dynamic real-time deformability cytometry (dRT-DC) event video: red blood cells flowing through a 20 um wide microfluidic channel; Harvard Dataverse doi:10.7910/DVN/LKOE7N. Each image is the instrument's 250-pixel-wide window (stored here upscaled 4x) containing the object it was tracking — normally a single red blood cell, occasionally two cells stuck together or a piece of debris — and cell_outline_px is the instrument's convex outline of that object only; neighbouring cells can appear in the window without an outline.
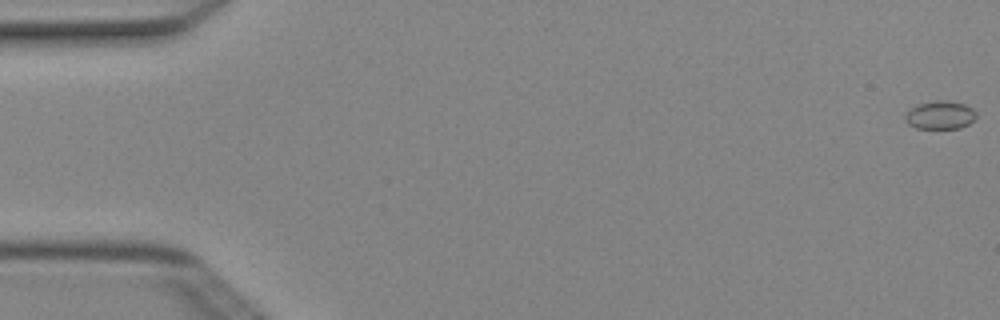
{"species": "Egyptian fruit bat (a non-hibernating species)", "species_latin": "Rousettus aegyptiacus", "temperature_condition": "cold", "stored_images_in_passage": 9, "segment_of_instrument_passage": [1, 2], "camera_frame_rate_fps": 3000, "um_per_image_px": 0.085, "animal": {"sex": "female"}, "frame": {"image": 1, "passage_image": 1, "time_ms": 0.0, "image_size_px": [1000, 320], "cell_outline_px": [[976, 116], [968, 124], [960, 128], [916, 128], [908, 124], [904, 120], [904, 116], [916, 104], [940, 100], [948, 100], [964, 104], [972, 108], [976, 112]], "centroid_in_image_um": [79.9, 9.78], "position_along_channel_um": 5.1, "area_um2": 11.62}}